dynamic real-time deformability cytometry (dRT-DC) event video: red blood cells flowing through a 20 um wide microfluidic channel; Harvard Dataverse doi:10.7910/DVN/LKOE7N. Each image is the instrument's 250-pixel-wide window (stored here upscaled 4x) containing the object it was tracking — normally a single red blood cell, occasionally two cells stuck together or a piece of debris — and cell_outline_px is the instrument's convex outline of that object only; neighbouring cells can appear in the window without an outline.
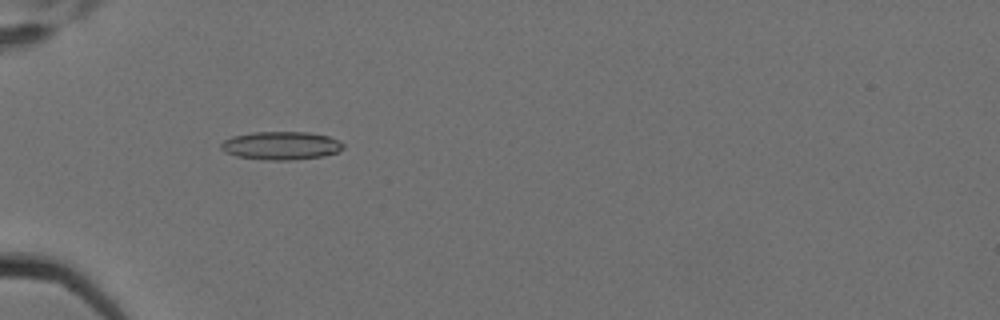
{"species": "Egyptian fruit bat (a non-hibernating species)", "species_latin": "Rousettus aegyptiacus", "temperature_condition": "cold", "stored_images_in_passage": 4, "camera_frame_rate_fps": 3000, "um_per_image_px": 0.085, "animal": {"sex": "female"}, "frame": {"image": 1, "passage_image": 4, "time_ms": 1.0, "image_size_px": [1000, 320], "cell_outline_px": [[344, 148], [336, 152], [324, 156], [292, 160], [268, 160], [236, 156], [224, 152], [220, 148], [220, 144], [224, 140], [232, 136], [252, 132], [308, 132], [328, 136], [344, 144]], "centroid_in_image_um": [23.86, 12.38], "position_along_channel_um": 61.1, "area_um2": 20.11}}